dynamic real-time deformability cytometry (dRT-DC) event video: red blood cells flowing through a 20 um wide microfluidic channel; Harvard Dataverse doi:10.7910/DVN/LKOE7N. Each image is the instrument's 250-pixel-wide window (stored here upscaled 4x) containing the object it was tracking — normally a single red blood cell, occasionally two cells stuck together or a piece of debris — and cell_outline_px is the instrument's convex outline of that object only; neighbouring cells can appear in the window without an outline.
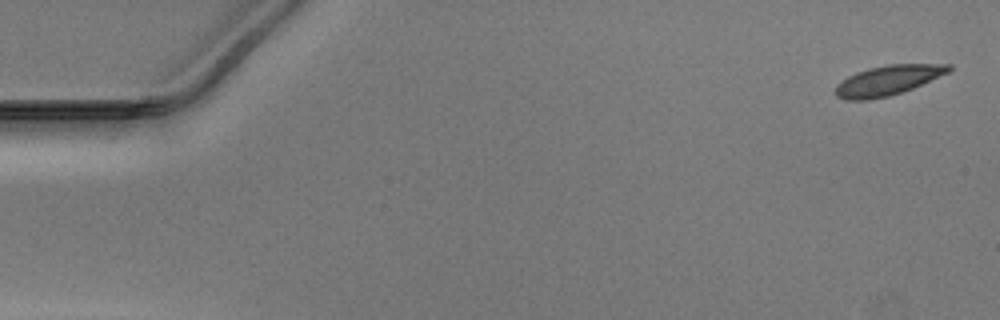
{"species": "Egyptian fruit bat (a non-hibernating species)", "species_latin": "Rousettus aegyptiacus", "temperature_condition": "warm", "stored_images_in_passage": 51, "camera_frame_rate_fps": 3000, "um_per_image_px": 0.085, "animal": {"sex": "male"}, "frame": {"image": 1, "passage_image": 1, "time_ms": 0.0, "image_size_px": [1000, 320], "cell_outline_px": [[952, 68], [948, 72], [912, 88], [888, 96], [868, 100], [848, 100], [836, 96], [836, 84], [848, 76], [856, 72], [868, 68], [888, 64], [952, 64]], "centroid_in_image_um": [75.44, 6.82], "position_along_channel_um": 9.6, "area_um2": 19.48}}
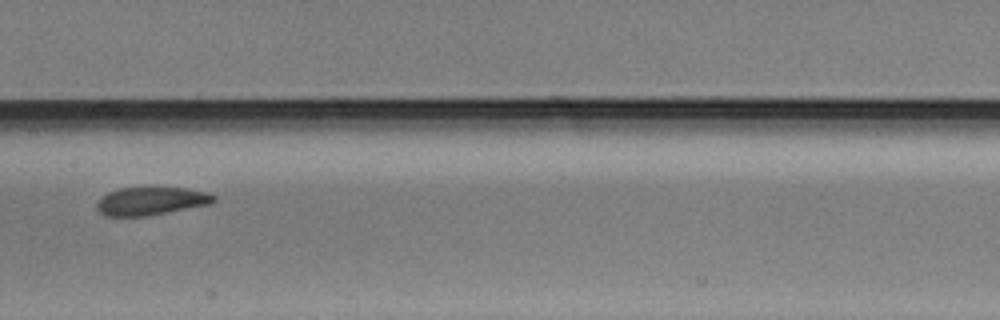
{"frame": {"image": 2, "passage_image": 26, "time_ms": 8.333, "image_size_px": [1000, 320], "cell_outline_px": [[216, 200], [208, 204], [148, 216], [104, 216], [96, 208], [96, 204], [108, 192], [120, 188], [152, 184], [160, 184], [188, 188], [208, 192], [216, 196]], "centroid_in_image_um": [12.86, 17.02], "position_along_channel_um": 194.5, "area_um2": 20.06}}
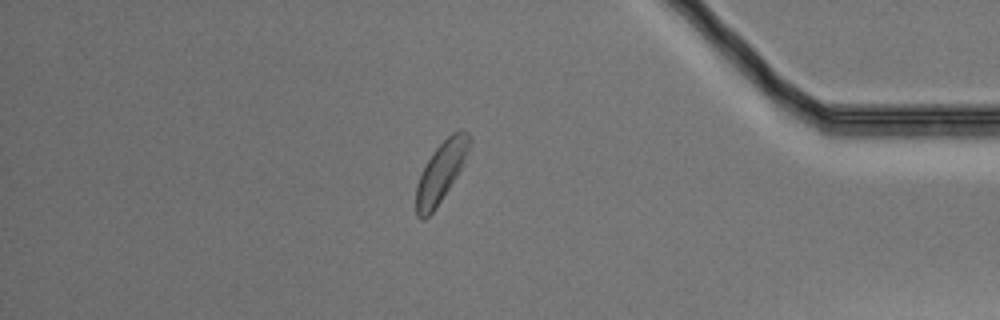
{"frame": {"image": 3, "passage_image": 44, "time_ms": 14.333, "image_size_px": [1000, 320], "cell_outline_px": [[472, 144], [456, 176], [432, 212], [424, 220], [420, 220], [416, 216], [416, 188], [420, 176], [428, 160], [436, 148], [452, 132], [460, 128], [468, 132], [472, 136]], "centroid_in_image_um": [37.5, 14.57], "position_along_channel_um": 397.7, "area_um2": 18.32}}